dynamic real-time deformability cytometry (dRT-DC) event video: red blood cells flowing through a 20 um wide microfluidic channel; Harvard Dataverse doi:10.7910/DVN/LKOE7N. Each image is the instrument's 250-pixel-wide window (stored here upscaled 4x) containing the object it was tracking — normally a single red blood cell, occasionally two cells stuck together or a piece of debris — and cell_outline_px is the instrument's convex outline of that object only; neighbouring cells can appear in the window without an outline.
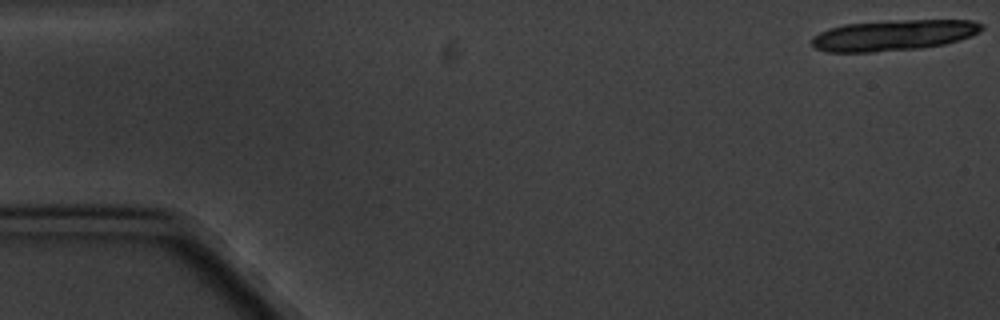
{"species": "common noctule bat (a hibernating species)", "species_latin": "Nyctalus noctula", "temperature_condition": "cold", "stored_images_in_passage": 7, "segment_of_instrument_passage": [1, 2], "camera_frame_rate_fps": 3000, "um_per_image_px": 0.085, "animal": {"sex": "male", "body_mass_g": 20.1, "forearm_length_mm": 53.5}, "frame": {"image": 1, "passage_image": 1, "time_ms": 0.0, "image_size_px": [1000, 320], "cell_outline_px": [[984, 28], [980, 32], [972, 36], [944, 44], [920, 48], [872, 52], [828, 52], [816, 48], [812, 44], [812, 36], [828, 28], [844, 24], [888, 20], [972, 20], [984, 24]], "centroid_in_image_um": [75.96, 2.98], "position_along_channel_um": 9.0, "area_um2": 30.69}}